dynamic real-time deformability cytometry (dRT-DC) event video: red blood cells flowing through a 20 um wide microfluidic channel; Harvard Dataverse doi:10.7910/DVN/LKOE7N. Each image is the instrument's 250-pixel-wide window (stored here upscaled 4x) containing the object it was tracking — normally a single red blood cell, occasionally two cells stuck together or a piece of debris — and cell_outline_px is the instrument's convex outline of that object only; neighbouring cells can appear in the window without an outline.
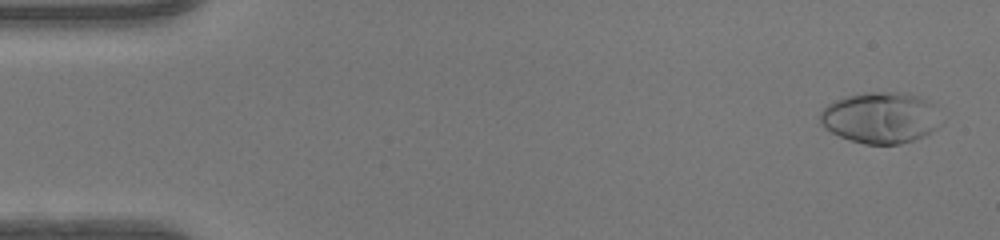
{"species": "human", "species_latin": "Homo sapiens", "temperature_condition": "warm", "stored_images_in_passage": 49, "camera_frame_rate_fps": 3000, "um_per_image_px": 0.085, "donor": {"sex": "female"}, "frame": {"image": 1, "passage_image": 2, "time_ms": 0.333, "image_size_px": [1000, 240], "cell_outline_px": [[936, 128], [924, 136], [900, 144], [864, 144], [840, 136], [832, 132], [820, 124], [820, 112], [828, 104], [836, 100], [848, 96], [864, 92], [908, 92], [920, 96], [928, 100], [932, 104]], "centroid_in_image_um": [74.78, 9.99], "position_along_channel_um": 10.2, "area_um2": 35.43}}
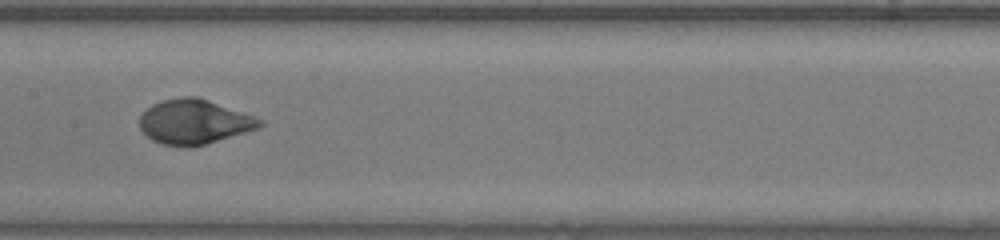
{"frame": {"image": 2, "passage_image": 25, "time_ms": 8.0, "image_size_px": [1000, 240], "cell_outline_px": [[264, 124], [260, 128], [204, 144], [188, 148], [164, 144], [152, 140], [140, 128], [140, 116], [152, 104], [164, 100], [180, 96], [196, 96], [208, 100], [264, 120]], "centroid_in_image_um": [16.51, 10.35], "position_along_channel_um": 190.9, "area_um2": 30.98}}
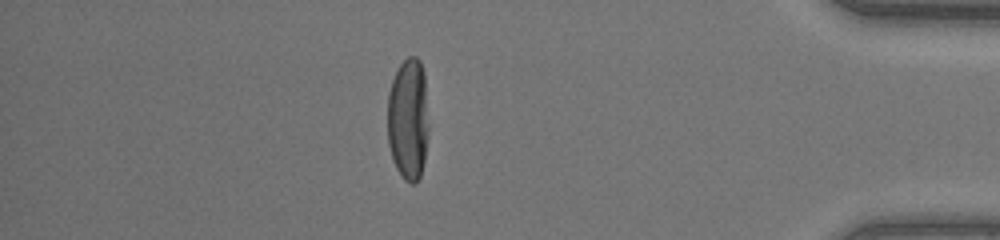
{"frame": {"image": 3, "passage_image": 43, "time_ms": 14.0, "image_size_px": [1000, 240], "cell_outline_px": [[428, 132], [424, 160], [420, 176], [416, 184], [412, 184], [404, 180], [396, 168], [392, 160], [388, 144], [388, 92], [392, 80], [400, 64], [408, 56], [416, 56], [420, 60], [424, 72], [428, 124]], "centroid_in_image_um": [34.69, 10.14], "position_along_channel_um": 400.5, "area_um2": 29.54}, "authors_computed_cell_mechanics": {"area_um2": 31.2698, "velocity_mm_per_s": 4.191, "shape_relaxation_time_tau1_ms": 3.5686, "shape_relaxation_time_tau2_ms": null, "deformation_change_tau1": 0.23, "deformation_change_tau2": null}}